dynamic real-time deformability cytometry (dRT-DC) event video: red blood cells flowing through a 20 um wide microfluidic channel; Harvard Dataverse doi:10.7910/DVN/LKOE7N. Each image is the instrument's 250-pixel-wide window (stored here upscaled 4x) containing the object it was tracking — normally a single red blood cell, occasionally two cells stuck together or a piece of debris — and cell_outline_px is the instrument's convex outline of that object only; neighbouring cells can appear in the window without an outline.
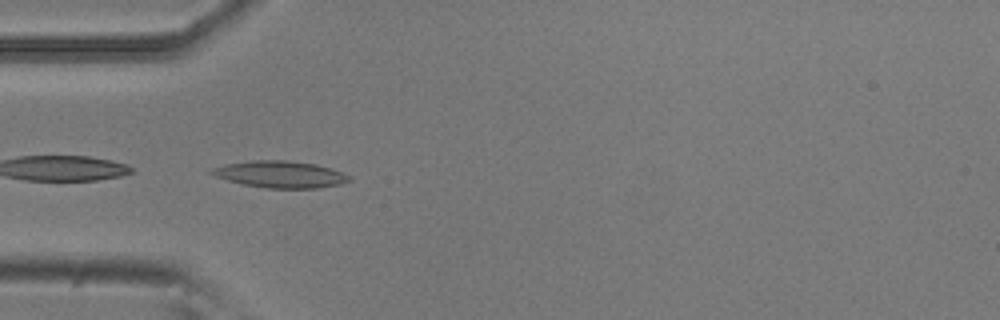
{"species": "common noctule bat (a hibernating species)", "species_latin": "Nyctalus noctula", "temperature_condition": "room temperature", "stored_images_in_passage": 53, "camera_frame_rate_fps": 3000, "um_per_image_px": 0.085, "animal": {"sex": "male", "body_mass_g": 20.5, "forearm_length_mm": 52.5}, "frame": {"image": 1, "passage_image": 16, "time_ms": 5.0, "image_size_px": [1000, 320], "cell_outline_px": [[352, 180], [340, 184], [316, 188], [268, 188], [244, 184], [228, 180], [216, 176], [208, 172], [212, 168], [224, 164], [252, 160], [288, 160], [316, 164], [332, 168], [344, 172], [352, 176]], "centroid_in_image_um": [23.87, 14.81], "position_along_channel_um": 61.1, "area_um2": 21.56}}
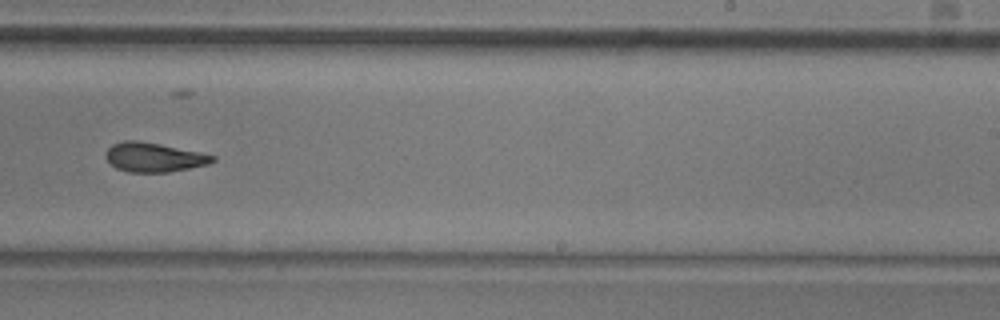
{"frame": {"image": 2, "passage_image": 33, "time_ms": 10.667, "image_size_px": [1000, 320], "cell_outline_px": [[216, 160], [208, 164], [168, 172], [128, 172], [116, 168], [104, 156], [108, 148], [112, 144], [124, 140], [136, 140], [160, 144], [200, 152], [216, 156]], "centroid_in_image_um": [13.07, 13.36], "position_along_channel_um": 275.9, "area_um2": 18.15}}
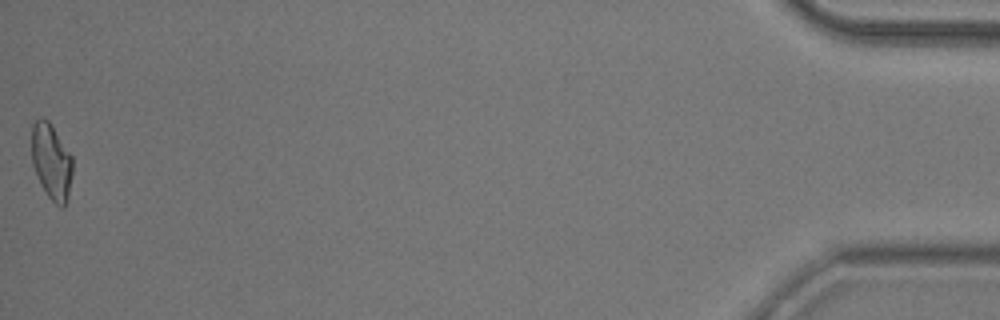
{"frame": {"image": 3, "passage_image": 53, "time_ms": 17.333, "image_size_px": [1000, 320], "cell_outline_px": [[72, 172], [68, 196], [64, 208], [60, 208], [48, 196], [40, 184], [32, 164], [32, 124], [40, 116], [44, 116], [48, 120], [72, 156]], "centroid_in_image_um": [4.36, 13.73], "position_along_channel_um": 430.8, "area_um2": 18.09}, "authors_computed_cell_mechanics": {"area_um2": 18.5538, "velocity_mm_per_s": 3.804, "shape_relaxation_time_tau1_ms": 9.0731, "shape_relaxation_time_tau2_ms": 4.1497, "deformation_change_tau1": 0.2231, "deformation_change_tau2": 0.136}}